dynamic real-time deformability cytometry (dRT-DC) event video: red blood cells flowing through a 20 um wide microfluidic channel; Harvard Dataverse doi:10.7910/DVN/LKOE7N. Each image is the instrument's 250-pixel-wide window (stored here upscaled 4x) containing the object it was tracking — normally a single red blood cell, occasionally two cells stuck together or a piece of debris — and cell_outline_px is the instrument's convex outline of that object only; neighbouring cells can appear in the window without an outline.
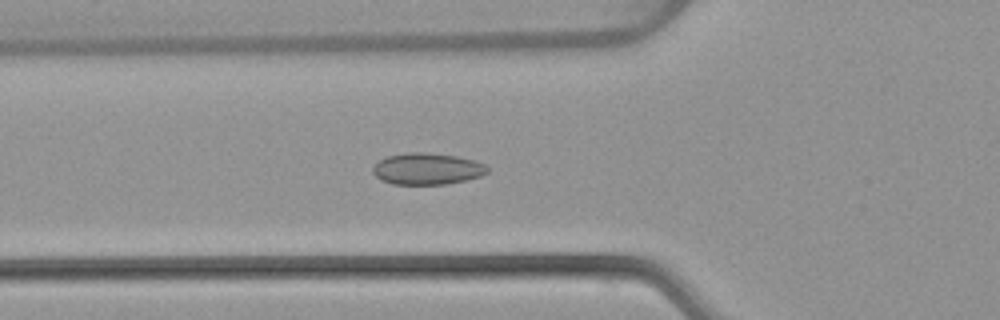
{"species": "common noctule bat (a hibernating species)", "species_latin": "Nyctalus noctula", "temperature_condition": "warm", "stored_images_in_passage": 53, "camera_frame_rate_fps": 3000, "um_per_image_px": 0.085, "animal": {"sex": "female", "body_mass_g": 22.7, "forearm_length_mm": 54.2}, "frame": {"image": 1, "passage_image": 19, "time_ms": 6.0, "image_size_px": [1000, 320], "cell_outline_px": [[488, 172], [480, 176], [464, 180], [444, 184], [392, 184], [380, 180], [372, 172], [372, 168], [380, 160], [388, 156], [408, 152], [424, 152], [456, 156], [476, 160], [484, 164], [488, 168]], "centroid_in_image_um": [36.3, 14.34], "position_along_channel_um": 89.5, "area_um2": 20.98}}
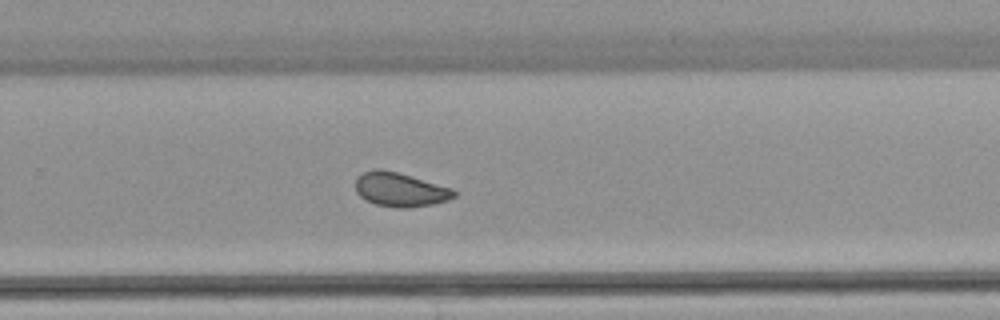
{"frame": {"image": 2, "passage_image": 35, "time_ms": 11.333, "image_size_px": [1000, 320], "cell_outline_px": [[456, 196], [448, 200], [432, 204], [408, 208], [396, 208], [376, 204], [360, 196], [356, 192], [356, 176], [364, 172], [376, 168], [380, 168], [396, 172], [452, 188], [456, 192]], "centroid_in_image_um": [34.0, 16.11], "position_along_channel_um": 295.8, "area_um2": 19.42}}
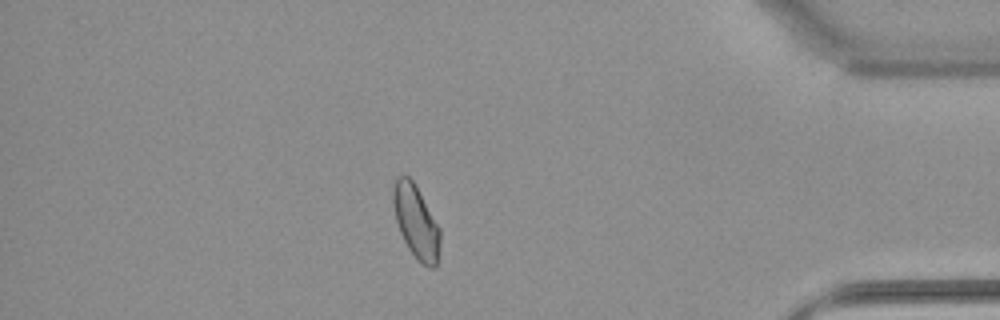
{"frame": {"image": 3, "passage_image": 46, "time_ms": 15.0, "image_size_px": [1000, 320], "cell_outline_px": [[440, 244], [436, 264], [432, 268], [428, 268], [408, 248], [400, 232], [396, 220], [392, 204], [392, 192], [396, 176], [408, 176], [412, 180], [440, 228]], "centroid_in_image_um": [35.34, 18.82], "position_along_channel_um": 399.9, "area_um2": 19.59}, "authors_computed_cell_mechanics": {"area_um2": 20.4612, "velocity_mm_per_s": 3.8636, "shape_relaxation_time_tau1_ms": null, "shape_relaxation_time_tau2_ms": 1.2667, "deformation_change_tau1": null, "deformation_change_tau2": 0.0483}}